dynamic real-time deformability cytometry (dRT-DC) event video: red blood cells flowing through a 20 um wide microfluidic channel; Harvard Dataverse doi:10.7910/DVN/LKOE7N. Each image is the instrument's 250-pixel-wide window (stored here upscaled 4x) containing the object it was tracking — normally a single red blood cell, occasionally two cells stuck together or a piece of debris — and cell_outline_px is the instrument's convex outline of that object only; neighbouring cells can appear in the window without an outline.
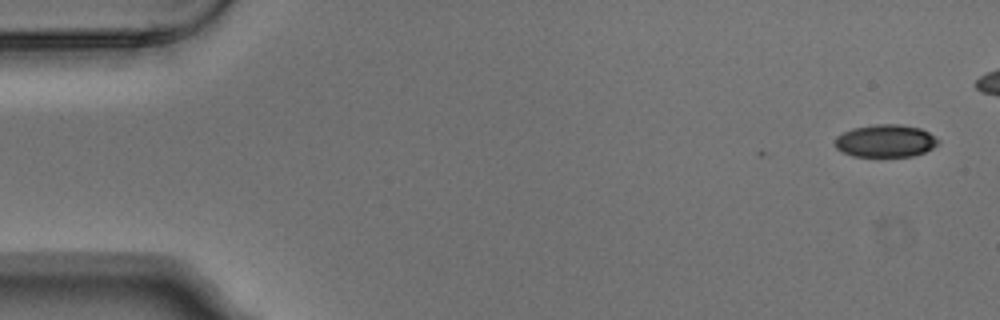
{"species": "Egyptian fruit bat (a non-hibernating species)", "species_latin": "Rousettus aegyptiacus", "temperature_condition": "warm", "stored_images_in_passage": 3, "camera_frame_rate_fps": 3000, "um_per_image_px": 0.085, "animal": {"sex": "male"}, "frame": {"image": 1, "passage_image": 1, "time_ms": 0.0, "image_size_px": [1000, 320], "cell_outline_px": [[940, 144], [924, 152], [912, 156], [852, 156], [836, 148], [836, 136], [852, 128], [876, 124], [900, 124], [920, 128], [928, 132], [940, 140]], "centroid_in_image_um": [75.29, 11.97], "position_along_channel_um": 9.7, "area_um2": 19.54}}